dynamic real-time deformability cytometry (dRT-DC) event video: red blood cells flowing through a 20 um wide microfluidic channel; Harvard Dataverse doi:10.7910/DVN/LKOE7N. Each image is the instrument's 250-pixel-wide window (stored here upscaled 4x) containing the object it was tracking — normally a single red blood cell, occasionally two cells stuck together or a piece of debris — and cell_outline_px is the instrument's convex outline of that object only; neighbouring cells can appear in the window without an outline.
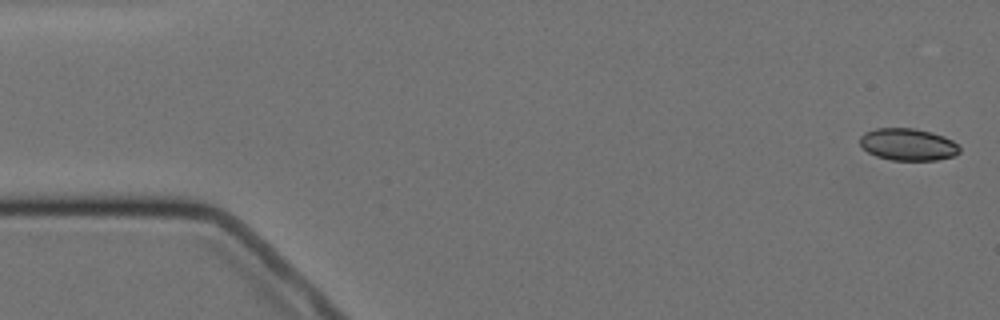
{"species": "Egyptian fruit bat (a non-hibernating species)", "species_latin": "Rousettus aegyptiacus", "temperature_condition": "cold", "stored_images_in_passage": 4, "camera_frame_rate_fps": 3000, "um_per_image_px": 0.085, "animal": {"sex": "female"}, "frame": {"image": 1, "passage_image": 1, "time_ms": 0.0, "image_size_px": [1000, 320], "cell_outline_px": [[960, 152], [956, 156], [936, 160], [892, 160], [876, 156], [868, 152], [860, 144], [860, 136], [864, 132], [876, 128], [912, 128], [932, 132], [944, 136], [952, 140], [960, 148]], "centroid_in_image_um": [77.19, 12.28], "position_along_channel_um": 7.8, "area_um2": 18.73}}
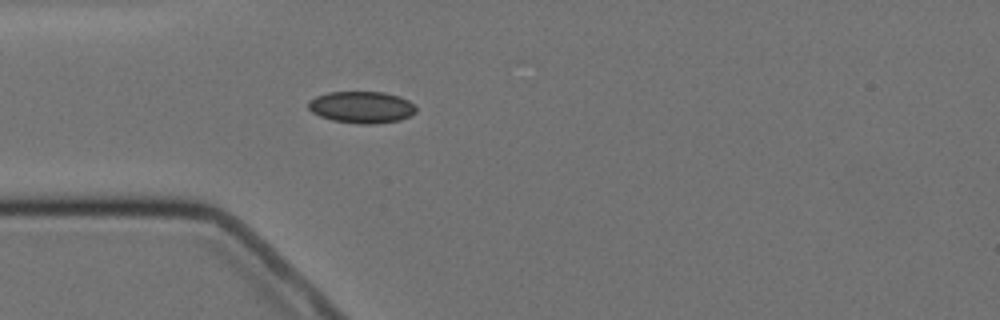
{"frame": {"image": 2, "passage_image": 4, "time_ms": 4.667, "image_size_px": [1000, 320], "cell_outline_px": [[416, 112], [400, 120], [376, 124], [356, 124], [332, 120], [320, 116], [312, 112], [308, 108], [308, 100], [316, 96], [328, 92], [384, 92], [400, 96], [408, 100], [416, 108]], "centroid_in_image_um": [30.72, 9.11], "position_along_channel_um": 54.3, "area_um2": 20.06}}